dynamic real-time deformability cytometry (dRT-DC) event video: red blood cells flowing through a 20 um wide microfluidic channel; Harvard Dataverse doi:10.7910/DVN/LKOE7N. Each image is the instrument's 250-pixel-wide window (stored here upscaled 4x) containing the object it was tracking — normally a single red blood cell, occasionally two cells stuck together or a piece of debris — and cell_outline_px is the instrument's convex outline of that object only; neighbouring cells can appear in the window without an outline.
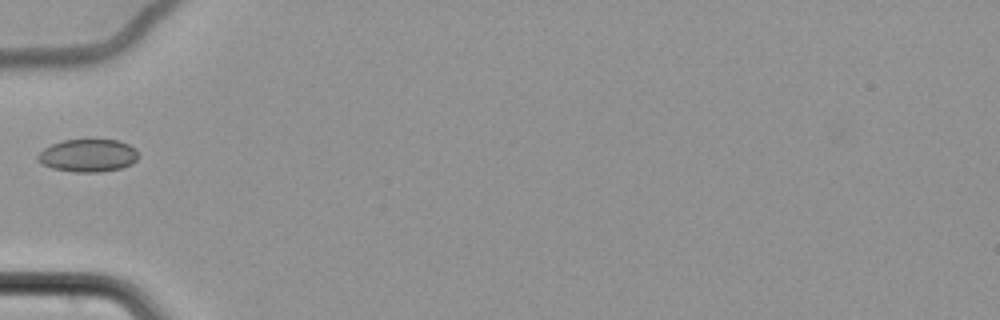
{"species": "common noctule bat (a hibernating species)", "species_latin": "Nyctalus noctula", "temperature_condition": "cold", "stored_images_in_passage": 39, "camera_frame_rate_fps": 3000, "um_per_image_px": 0.085, "animal": {"sex": "female", "body_mass_g": 22.7, "forearm_length_mm": 54.2}, "frame": {"image": 1, "passage_image": 1, "time_ms": 0.0, "image_size_px": [1000, 320], "cell_outline_px": [[140, 156], [132, 164], [120, 168], [100, 172], [72, 172], [52, 168], [40, 164], [36, 160], [36, 156], [44, 148], [52, 144], [64, 140], [116, 140], [128, 144], [136, 148]], "centroid_in_image_um": [7.47, 13.23], "position_along_channel_um": 77.5, "area_um2": 19.36}}
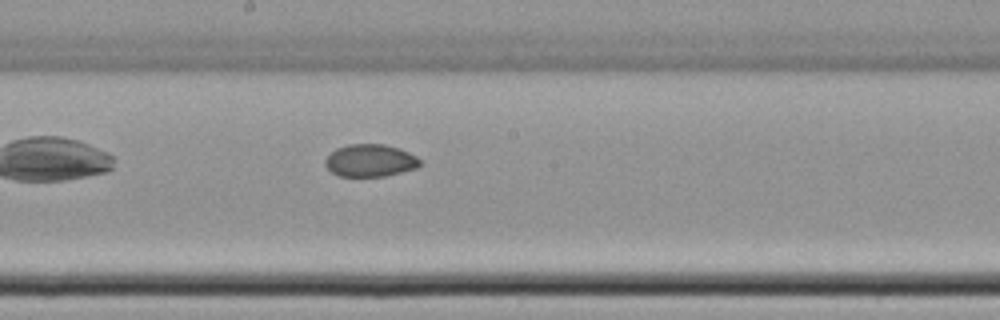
{"frame": {"image": 2, "passage_image": 13, "time_ms": 4.0, "image_size_px": [1000, 320], "cell_outline_px": [[420, 164], [416, 168], [384, 176], [336, 176], [324, 164], [324, 160], [336, 148], [348, 144], [384, 144], [400, 148], [416, 156], [420, 160]], "centroid_in_image_um": [31.45, 13.64], "position_along_channel_um": 216.8, "area_um2": 17.86}}
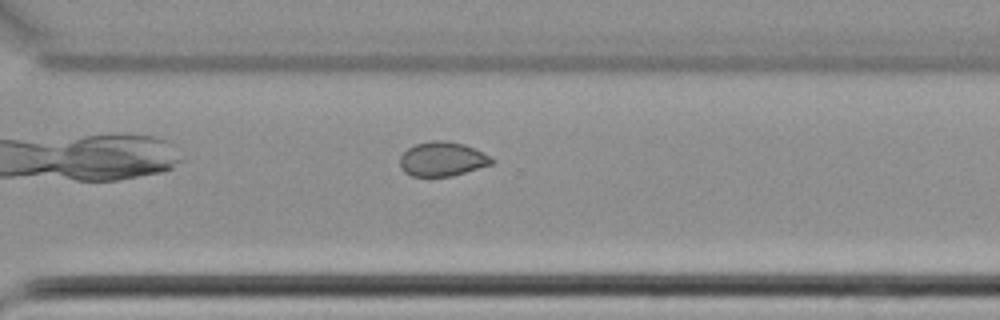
{"frame": {"image": 3, "passage_image": 23, "time_ms": 7.333, "image_size_px": [1000, 320], "cell_outline_px": [[496, 160], [492, 164], [452, 176], [412, 176], [404, 172], [400, 168], [400, 156], [408, 148], [416, 144], [432, 140], [444, 140], [464, 144]], "centroid_in_image_um": [37.56, 13.52], "position_along_channel_um": 333.0, "area_um2": 18.21}}